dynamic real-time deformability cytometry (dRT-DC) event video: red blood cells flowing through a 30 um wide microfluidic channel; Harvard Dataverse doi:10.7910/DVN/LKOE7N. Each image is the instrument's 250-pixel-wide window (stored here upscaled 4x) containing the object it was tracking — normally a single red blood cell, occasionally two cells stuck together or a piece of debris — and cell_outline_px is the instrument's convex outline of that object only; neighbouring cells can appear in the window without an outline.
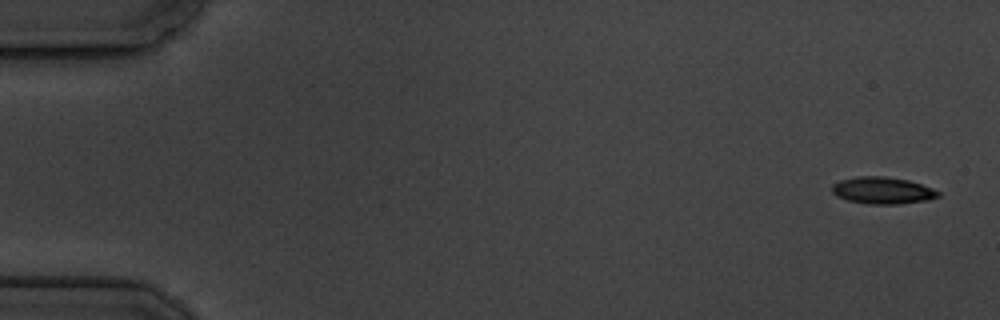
{"species": "common noctule bat (a hibernating species)", "species_latin": "Nyctalus noctula", "temperature_condition": "cold", "stored_images_in_passage": 15, "camera_frame_rate_fps": 3000, "um_per_image_px": 0.085, "animal": {"sex": "male", "body_mass_g": 19.5, "forearm_length_mm": 54.6}, "frame": {"image": 1, "passage_image": 1, "time_ms": 0.0, "image_size_px": [1000, 320], "cell_outline_px": [[940, 196], [928, 200], [900, 204], [868, 204], [848, 200], [836, 196], [832, 192], [832, 184], [840, 180], [856, 176], [884, 176], [908, 180], [932, 188], [940, 192]], "centroid_in_image_um": [75.01, 16.19], "position_along_channel_um": 10.0, "area_um2": 16.7}}
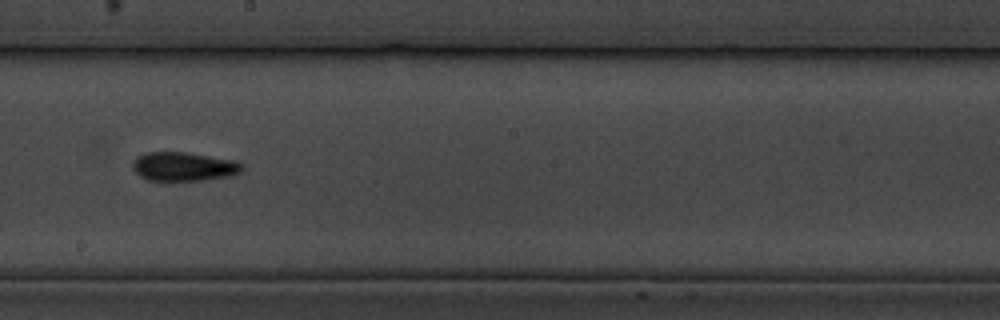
{"frame": {"image": 2, "passage_image": 9, "time_ms": 10.333, "image_size_px": [1000, 320], "cell_outline_px": [[244, 168], [240, 172], [232, 176], [204, 180], [148, 180], [140, 176], [132, 168], [132, 160], [136, 156], [148, 152], [184, 152], [232, 160], [244, 164]], "centroid_in_image_um": [15.6, 14.16], "position_along_channel_um": 232.6, "area_um2": 18.44}}
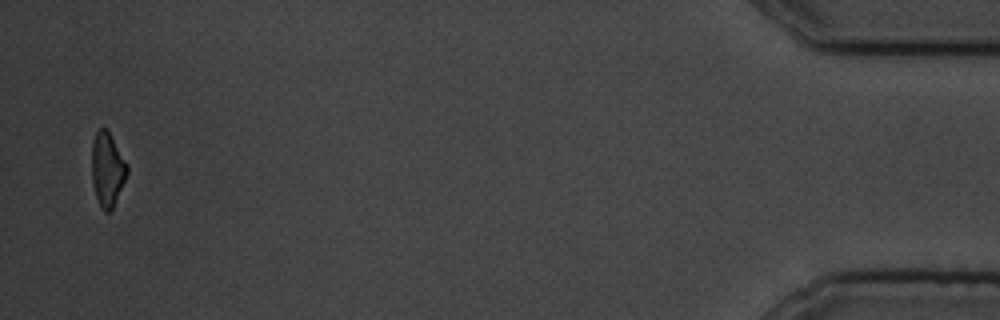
{"frame": {"image": 3, "passage_image": 15, "time_ms": 18.333, "image_size_px": [1000, 320], "cell_outline_px": [[128, 172], [112, 208], [108, 212], [104, 212], [96, 196], [92, 180], [92, 140], [96, 132], [100, 128], [108, 128], [128, 164]], "centroid_in_image_um": [9.13, 14.32], "position_along_channel_um": 426.1, "area_um2": 15.2}, "authors_computed_cell_mechanics": {"area_um2": 16.9932, "velocity_mm_per_s": 3.4588, "shape_relaxation_time_tau1_ms": 4.1289, "shape_relaxation_time_tau2_ms": 10.7266, "deformation_change_tau1": 0.1414, "deformation_change_tau2": 0.1676}}